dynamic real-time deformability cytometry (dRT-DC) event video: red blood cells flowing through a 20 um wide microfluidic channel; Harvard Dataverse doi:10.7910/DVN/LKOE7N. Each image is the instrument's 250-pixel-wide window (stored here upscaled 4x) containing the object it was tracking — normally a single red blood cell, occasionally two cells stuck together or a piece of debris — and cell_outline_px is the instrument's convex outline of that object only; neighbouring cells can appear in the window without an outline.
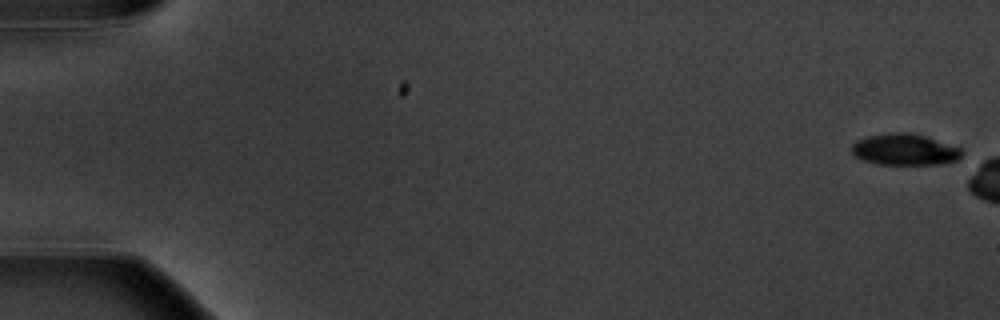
{"species": "common noctule bat (a hibernating species)", "species_latin": "Nyctalus noctula", "temperature_condition": "warm", "stored_images_in_passage": 3, "camera_frame_rate_fps": 3000, "um_per_image_px": 0.085, "animal": {"sex": "male", "body_mass_g": 20.1, "forearm_length_mm": 53.5}, "frame": {"image": 1, "passage_image": 1, "time_ms": 0.0, "image_size_px": [1000, 320], "cell_outline_px": [[964, 156], [956, 160], [940, 164], [876, 164], [864, 160], [856, 156], [852, 152], [852, 144], [856, 140], [868, 136], [888, 132], [912, 132], [928, 136], [960, 148], [964, 152]], "centroid_in_image_um": [76.92, 12.69], "position_along_channel_um": 8.1, "area_um2": 20.35}}